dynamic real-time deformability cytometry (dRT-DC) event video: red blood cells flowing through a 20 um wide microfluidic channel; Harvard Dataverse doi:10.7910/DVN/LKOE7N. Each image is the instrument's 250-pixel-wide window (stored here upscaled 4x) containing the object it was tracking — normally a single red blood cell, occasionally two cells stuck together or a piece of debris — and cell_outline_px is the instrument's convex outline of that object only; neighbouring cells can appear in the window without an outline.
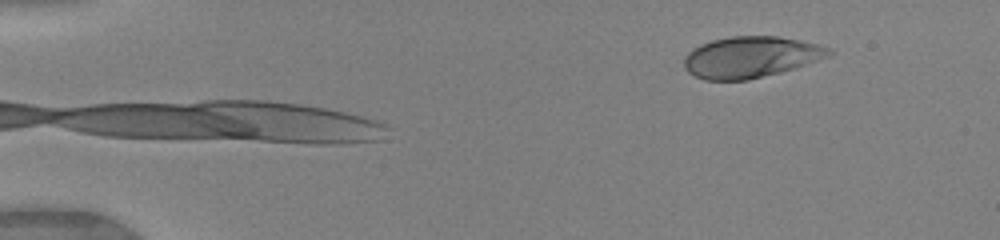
{"species": "human", "species_latin": "Homo sapiens", "temperature_condition": "warm", "stored_images_in_passage": 17, "camera_frame_rate_fps": 3000, "um_per_image_px": 0.085, "donor": {"sex": "female"}, "frame": {"image": 1, "passage_image": 1, "time_ms": 0.0, "image_size_px": [1000, 240], "cell_outline_px": [[832, 52], [828, 56], [780, 72], [748, 80], [704, 80], [688, 72], [684, 68], [684, 56], [692, 48], [700, 44], [712, 40], [732, 36], [780, 36], [800, 40], [832, 48]], "centroid_in_image_um": [63.76, 4.84], "position_along_channel_um": 21.2, "area_um2": 34.62}}
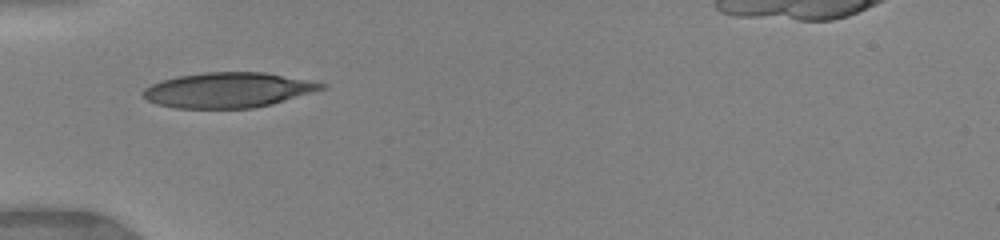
{"frame": {"image": 2, "passage_image": 10, "time_ms": 3.667, "image_size_px": [1000, 240], "cell_outline_px": [[328, 88], [272, 104], [252, 108], [176, 108], [156, 104], [148, 100], [140, 92], [144, 88], [160, 80], [176, 76], [204, 72], [264, 72], [308, 80], [328, 84]], "centroid_in_image_um": [19.39, 7.65], "position_along_channel_um": 65.6, "area_um2": 36.7}}
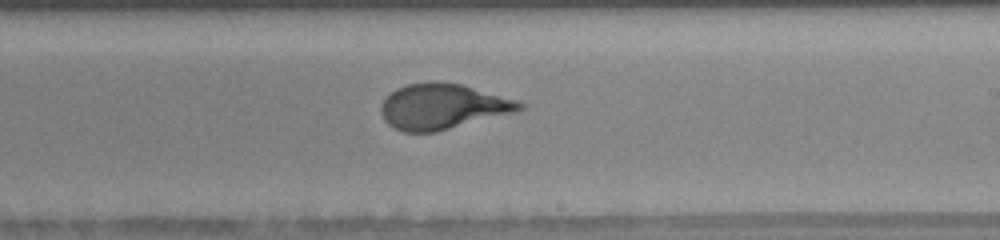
{"frame": {"image": 3, "passage_image": 17, "time_ms": 8.333, "image_size_px": [1000, 240], "cell_outline_px": [[524, 108], [512, 112], [436, 132], [404, 132], [388, 124], [384, 120], [380, 112], [380, 108], [384, 100], [396, 88], [408, 84], [432, 80], [436, 80], [464, 84], [516, 100], [524, 104]], "centroid_in_image_um": [37.58, 9.03], "position_along_channel_um": 251.4, "area_um2": 36.53}}